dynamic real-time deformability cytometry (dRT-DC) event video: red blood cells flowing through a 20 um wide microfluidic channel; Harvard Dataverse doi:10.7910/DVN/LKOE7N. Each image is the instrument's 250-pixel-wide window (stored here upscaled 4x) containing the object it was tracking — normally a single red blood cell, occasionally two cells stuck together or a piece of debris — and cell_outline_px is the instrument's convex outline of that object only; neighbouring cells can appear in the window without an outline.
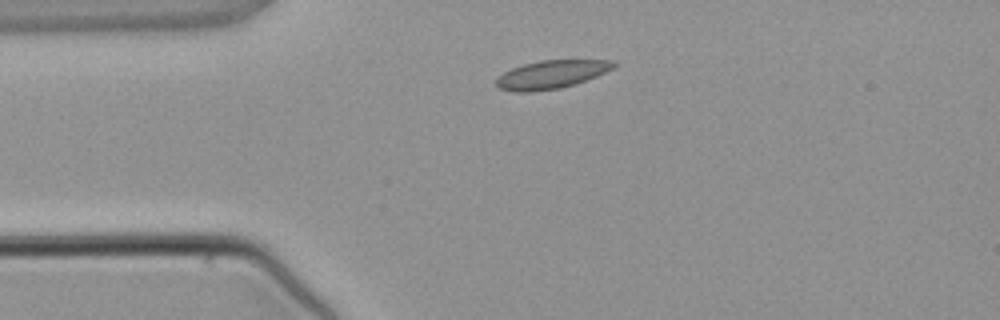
{"species": "common noctule bat (a hibernating species)", "species_latin": "Nyctalus noctula", "temperature_condition": "warm", "stored_images_in_passage": 1, "camera_frame_rate_fps": 3000, "um_per_image_px": 0.085, "animal": {"sex": "male", "body_mass_g": 21.5, "forearm_length_mm": 52.0}, "frame": {"image": 1, "passage_image": 1, "time_ms": 0.0, "image_size_px": [1000, 320], "cell_outline_px": [[616, 64], [612, 68], [596, 76], [576, 84], [560, 88], [532, 92], [516, 92], [500, 88], [496, 84], [496, 76], [512, 68], [524, 64], [540, 60], [616, 60]], "centroid_in_image_um": [46.84, 6.33], "position_along_channel_um": 38.2, "area_um2": 19.31}}